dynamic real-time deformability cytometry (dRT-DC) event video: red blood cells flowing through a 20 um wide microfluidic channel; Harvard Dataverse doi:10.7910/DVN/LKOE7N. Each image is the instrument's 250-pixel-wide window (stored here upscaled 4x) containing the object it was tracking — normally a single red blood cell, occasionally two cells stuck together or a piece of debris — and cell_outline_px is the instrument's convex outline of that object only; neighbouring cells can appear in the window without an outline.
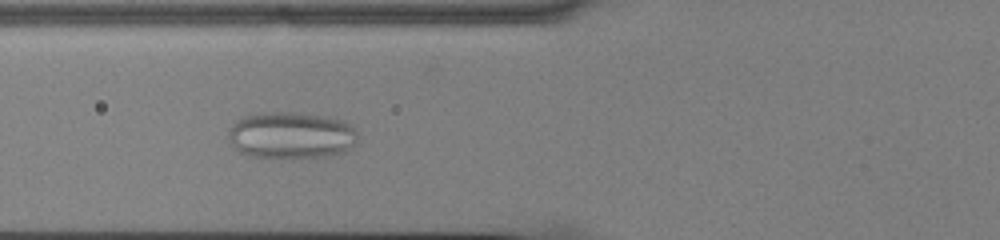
{"species": "common noctule bat (a hibernating species)", "species_latin": "Nyctalus noctula", "temperature_condition": "cold", "stored_images_in_passage": 57, "camera_frame_rate_fps": 3000, "um_per_image_px": 0.085, "animal": {"sex": "male", "body_mass_g": 13.0, "forearm_length_mm": 53.1}, "frame": {"image": 1, "passage_image": 23, "time_ms": 7.333, "image_size_px": [1000, 240], "cell_outline_px": [[356, 144], [352, 148], [344, 152], [324, 156], [248, 156], [240, 152], [232, 144], [228, 136], [228, 132], [232, 124], [236, 120], [244, 116], [256, 112], [300, 112], [324, 116], [344, 120], [356, 132]], "centroid_in_image_um": [24.73, 11.46], "position_along_channel_um": 101.1, "area_um2": 35.03}}
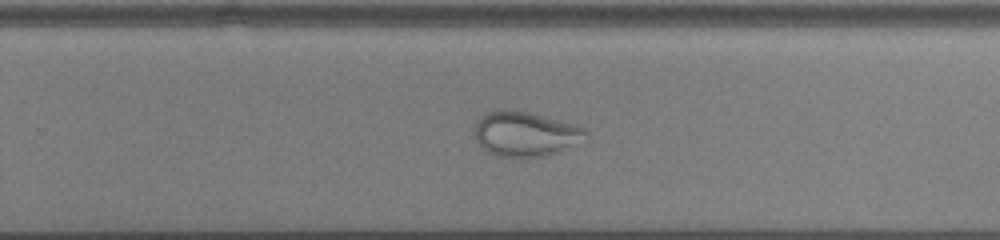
{"frame": {"image": 2, "passage_image": 38, "time_ms": 12.333, "image_size_px": [1000, 240], "cell_outline_px": [[588, 140], [540, 156], [500, 156], [488, 152], [476, 140], [476, 120], [480, 116], [496, 108], [516, 108], [576, 124], [584, 128], [588, 132]], "centroid_in_image_um": [44.67, 11.31], "position_along_channel_um": 285.1, "area_um2": 29.13}}
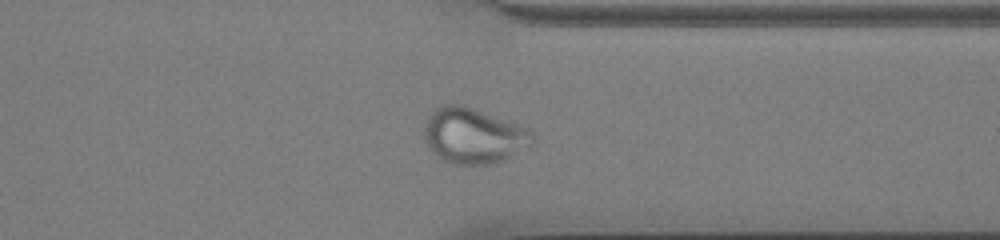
{"frame": {"image": 3, "passage_image": 45, "time_ms": 14.667, "image_size_px": [1000, 240], "cell_outline_px": [[536, 144], [504, 160], [492, 164], [464, 168], [440, 160], [432, 152], [424, 136], [424, 128], [428, 116], [436, 108], [444, 104], [464, 104], [528, 128], [536, 136]], "centroid_in_image_um": [40.28, 11.59], "position_along_channel_um": 371.1, "area_um2": 36.13}}